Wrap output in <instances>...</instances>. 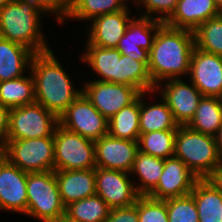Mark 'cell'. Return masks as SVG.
Instances as JSON below:
<instances>
[{
  "instance_id": "cell-1",
  "label": "cell",
  "mask_w": 222,
  "mask_h": 222,
  "mask_svg": "<svg viewBox=\"0 0 222 222\" xmlns=\"http://www.w3.org/2000/svg\"><path fill=\"white\" fill-rule=\"evenodd\" d=\"M195 47L194 33L163 24L157 31L149 51L148 70L157 85L169 79L189 75L191 54Z\"/></svg>"
},
{
  "instance_id": "cell-2",
  "label": "cell",
  "mask_w": 222,
  "mask_h": 222,
  "mask_svg": "<svg viewBox=\"0 0 222 222\" xmlns=\"http://www.w3.org/2000/svg\"><path fill=\"white\" fill-rule=\"evenodd\" d=\"M61 64L50 49L35 53L29 69L34 78L35 101L58 118L83 92L75 88Z\"/></svg>"
},
{
  "instance_id": "cell-3",
  "label": "cell",
  "mask_w": 222,
  "mask_h": 222,
  "mask_svg": "<svg viewBox=\"0 0 222 222\" xmlns=\"http://www.w3.org/2000/svg\"><path fill=\"white\" fill-rule=\"evenodd\" d=\"M44 14L29 1L12 0L0 9V37L21 44L34 53L50 50L40 29Z\"/></svg>"
},
{
  "instance_id": "cell-4",
  "label": "cell",
  "mask_w": 222,
  "mask_h": 222,
  "mask_svg": "<svg viewBox=\"0 0 222 222\" xmlns=\"http://www.w3.org/2000/svg\"><path fill=\"white\" fill-rule=\"evenodd\" d=\"M199 178L205 179L222 163L215 137L191 129L187 125L177 127L174 155Z\"/></svg>"
},
{
  "instance_id": "cell-5",
  "label": "cell",
  "mask_w": 222,
  "mask_h": 222,
  "mask_svg": "<svg viewBox=\"0 0 222 222\" xmlns=\"http://www.w3.org/2000/svg\"><path fill=\"white\" fill-rule=\"evenodd\" d=\"M26 215L41 222H53L65 213L55 170L27 173Z\"/></svg>"
},
{
  "instance_id": "cell-6",
  "label": "cell",
  "mask_w": 222,
  "mask_h": 222,
  "mask_svg": "<svg viewBox=\"0 0 222 222\" xmlns=\"http://www.w3.org/2000/svg\"><path fill=\"white\" fill-rule=\"evenodd\" d=\"M54 170L95 169V143L60 124L54 131Z\"/></svg>"
},
{
  "instance_id": "cell-7",
  "label": "cell",
  "mask_w": 222,
  "mask_h": 222,
  "mask_svg": "<svg viewBox=\"0 0 222 222\" xmlns=\"http://www.w3.org/2000/svg\"><path fill=\"white\" fill-rule=\"evenodd\" d=\"M59 118L38 102L10 108L7 140L53 137Z\"/></svg>"
},
{
  "instance_id": "cell-8",
  "label": "cell",
  "mask_w": 222,
  "mask_h": 222,
  "mask_svg": "<svg viewBox=\"0 0 222 222\" xmlns=\"http://www.w3.org/2000/svg\"><path fill=\"white\" fill-rule=\"evenodd\" d=\"M4 156L28 173L54 170V137L6 140Z\"/></svg>"
},
{
  "instance_id": "cell-9",
  "label": "cell",
  "mask_w": 222,
  "mask_h": 222,
  "mask_svg": "<svg viewBox=\"0 0 222 222\" xmlns=\"http://www.w3.org/2000/svg\"><path fill=\"white\" fill-rule=\"evenodd\" d=\"M59 124L93 141L108 134V120L92 105L83 92L59 117Z\"/></svg>"
},
{
  "instance_id": "cell-10",
  "label": "cell",
  "mask_w": 222,
  "mask_h": 222,
  "mask_svg": "<svg viewBox=\"0 0 222 222\" xmlns=\"http://www.w3.org/2000/svg\"><path fill=\"white\" fill-rule=\"evenodd\" d=\"M83 93L92 105L107 119L118 113L123 107L133 103L141 92L129 85L99 80L84 81Z\"/></svg>"
},
{
  "instance_id": "cell-11",
  "label": "cell",
  "mask_w": 222,
  "mask_h": 222,
  "mask_svg": "<svg viewBox=\"0 0 222 222\" xmlns=\"http://www.w3.org/2000/svg\"><path fill=\"white\" fill-rule=\"evenodd\" d=\"M130 173L95 168L96 194L101 197L106 204L112 208L129 207L136 204L140 194L133 183L135 179H130Z\"/></svg>"
},
{
  "instance_id": "cell-12",
  "label": "cell",
  "mask_w": 222,
  "mask_h": 222,
  "mask_svg": "<svg viewBox=\"0 0 222 222\" xmlns=\"http://www.w3.org/2000/svg\"><path fill=\"white\" fill-rule=\"evenodd\" d=\"M160 83L155 86L154 91L161 94V99L168 105L175 122L179 126L188 125L203 97L202 93L192 83L184 82L183 79H169Z\"/></svg>"
},
{
  "instance_id": "cell-13",
  "label": "cell",
  "mask_w": 222,
  "mask_h": 222,
  "mask_svg": "<svg viewBox=\"0 0 222 222\" xmlns=\"http://www.w3.org/2000/svg\"><path fill=\"white\" fill-rule=\"evenodd\" d=\"M164 22L144 16H133L116 49L142 63L149 62V51L158 29ZM153 33V34H152Z\"/></svg>"
},
{
  "instance_id": "cell-14",
  "label": "cell",
  "mask_w": 222,
  "mask_h": 222,
  "mask_svg": "<svg viewBox=\"0 0 222 222\" xmlns=\"http://www.w3.org/2000/svg\"><path fill=\"white\" fill-rule=\"evenodd\" d=\"M189 79L203 96L222 98V56L194 47Z\"/></svg>"
},
{
  "instance_id": "cell-15",
  "label": "cell",
  "mask_w": 222,
  "mask_h": 222,
  "mask_svg": "<svg viewBox=\"0 0 222 222\" xmlns=\"http://www.w3.org/2000/svg\"><path fill=\"white\" fill-rule=\"evenodd\" d=\"M199 178L175 156L164 159V169L158 184L147 194L151 198L166 200L192 192Z\"/></svg>"
},
{
  "instance_id": "cell-16",
  "label": "cell",
  "mask_w": 222,
  "mask_h": 222,
  "mask_svg": "<svg viewBox=\"0 0 222 222\" xmlns=\"http://www.w3.org/2000/svg\"><path fill=\"white\" fill-rule=\"evenodd\" d=\"M27 173L5 156L0 161V211L26 213Z\"/></svg>"
},
{
  "instance_id": "cell-17",
  "label": "cell",
  "mask_w": 222,
  "mask_h": 222,
  "mask_svg": "<svg viewBox=\"0 0 222 222\" xmlns=\"http://www.w3.org/2000/svg\"><path fill=\"white\" fill-rule=\"evenodd\" d=\"M96 167L131 172L138 141L115 138L110 135L94 141Z\"/></svg>"
},
{
  "instance_id": "cell-18",
  "label": "cell",
  "mask_w": 222,
  "mask_h": 222,
  "mask_svg": "<svg viewBox=\"0 0 222 222\" xmlns=\"http://www.w3.org/2000/svg\"><path fill=\"white\" fill-rule=\"evenodd\" d=\"M130 9L95 17L90 22L88 42L101 48H116L132 19Z\"/></svg>"
},
{
  "instance_id": "cell-19",
  "label": "cell",
  "mask_w": 222,
  "mask_h": 222,
  "mask_svg": "<svg viewBox=\"0 0 222 222\" xmlns=\"http://www.w3.org/2000/svg\"><path fill=\"white\" fill-rule=\"evenodd\" d=\"M221 13L214 0H178L174 12L164 24L193 32L201 24Z\"/></svg>"
},
{
  "instance_id": "cell-20",
  "label": "cell",
  "mask_w": 222,
  "mask_h": 222,
  "mask_svg": "<svg viewBox=\"0 0 222 222\" xmlns=\"http://www.w3.org/2000/svg\"><path fill=\"white\" fill-rule=\"evenodd\" d=\"M63 205L96 195L95 169L55 170Z\"/></svg>"
},
{
  "instance_id": "cell-21",
  "label": "cell",
  "mask_w": 222,
  "mask_h": 222,
  "mask_svg": "<svg viewBox=\"0 0 222 222\" xmlns=\"http://www.w3.org/2000/svg\"><path fill=\"white\" fill-rule=\"evenodd\" d=\"M34 54L27 47L0 37V82L23 76L31 67Z\"/></svg>"
},
{
  "instance_id": "cell-22",
  "label": "cell",
  "mask_w": 222,
  "mask_h": 222,
  "mask_svg": "<svg viewBox=\"0 0 222 222\" xmlns=\"http://www.w3.org/2000/svg\"><path fill=\"white\" fill-rule=\"evenodd\" d=\"M86 51L80 56L81 61L87 63L99 81L117 83V68L121 53L116 48H101L86 43Z\"/></svg>"
},
{
  "instance_id": "cell-23",
  "label": "cell",
  "mask_w": 222,
  "mask_h": 222,
  "mask_svg": "<svg viewBox=\"0 0 222 222\" xmlns=\"http://www.w3.org/2000/svg\"><path fill=\"white\" fill-rule=\"evenodd\" d=\"M198 211L199 222H222V193L205 179H199L190 193Z\"/></svg>"
},
{
  "instance_id": "cell-24",
  "label": "cell",
  "mask_w": 222,
  "mask_h": 222,
  "mask_svg": "<svg viewBox=\"0 0 222 222\" xmlns=\"http://www.w3.org/2000/svg\"><path fill=\"white\" fill-rule=\"evenodd\" d=\"M147 93L140 94V133H150L160 130H177L179 126L166 102L162 99L158 103L148 105L144 101ZM144 101V102H143ZM161 102V103H160Z\"/></svg>"
},
{
  "instance_id": "cell-25",
  "label": "cell",
  "mask_w": 222,
  "mask_h": 222,
  "mask_svg": "<svg viewBox=\"0 0 222 222\" xmlns=\"http://www.w3.org/2000/svg\"><path fill=\"white\" fill-rule=\"evenodd\" d=\"M117 84L129 85L141 93L155 94V84L148 70V63H142L133 58L122 55L118 61Z\"/></svg>"
},
{
  "instance_id": "cell-26",
  "label": "cell",
  "mask_w": 222,
  "mask_h": 222,
  "mask_svg": "<svg viewBox=\"0 0 222 222\" xmlns=\"http://www.w3.org/2000/svg\"><path fill=\"white\" fill-rule=\"evenodd\" d=\"M187 126L203 134L215 136L222 126V98L203 96Z\"/></svg>"
},
{
  "instance_id": "cell-27",
  "label": "cell",
  "mask_w": 222,
  "mask_h": 222,
  "mask_svg": "<svg viewBox=\"0 0 222 222\" xmlns=\"http://www.w3.org/2000/svg\"><path fill=\"white\" fill-rule=\"evenodd\" d=\"M140 95L130 105L123 107L108 120V135L138 141L140 135Z\"/></svg>"
},
{
  "instance_id": "cell-28",
  "label": "cell",
  "mask_w": 222,
  "mask_h": 222,
  "mask_svg": "<svg viewBox=\"0 0 222 222\" xmlns=\"http://www.w3.org/2000/svg\"><path fill=\"white\" fill-rule=\"evenodd\" d=\"M35 102L34 78L29 76L0 82V104L10 108Z\"/></svg>"
},
{
  "instance_id": "cell-29",
  "label": "cell",
  "mask_w": 222,
  "mask_h": 222,
  "mask_svg": "<svg viewBox=\"0 0 222 222\" xmlns=\"http://www.w3.org/2000/svg\"><path fill=\"white\" fill-rule=\"evenodd\" d=\"M164 169V159L137 152L130 174L137 175L135 185L140 195H147L157 184Z\"/></svg>"
},
{
  "instance_id": "cell-30",
  "label": "cell",
  "mask_w": 222,
  "mask_h": 222,
  "mask_svg": "<svg viewBox=\"0 0 222 222\" xmlns=\"http://www.w3.org/2000/svg\"><path fill=\"white\" fill-rule=\"evenodd\" d=\"M127 7L126 0H71L68 18L90 22L95 17L116 13Z\"/></svg>"
},
{
  "instance_id": "cell-31",
  "label": "cell",
  "mask_w": 222,
  "mask_h": 222,
  "mask_svg": "<svg viewBox=\"0 0 222 222\" xmlns=\"http://www.w3.org/2000/svg\"><path fill=\"white\" fill-rule=\"evenodd\" d=\"M111 208L97 194L70 203L65 213L80 222H105Z\"/></svg>"
},
{
  "instance_id": "cell-32",
  "label": "cell",
  "mask_w": 222,
  "mask_h": 222,
  "mask_svg": "<svg viewBox=\"0 0 222 222\" xmlns=\"http://www.w3.org/2000/svg\"><path fill=\"white\" fill-rule=\"evenodd\" d=\"M176 131L160 130L140 133L138 139L139 151L162 159L172 157L174 155Z\"/></svg>"
},
{
  "instance_id": "cell-33",
  "label": "cell",
  "mask_w": 222,
  "mask_h": 222,
  "mask_svg": "<svg viewBox=\"0 0 222 222\" xmlns=\"http://www.w3.org/2000/svg\"><path fill=\"white\" fill-rule=\"evenodd\" d=\"M193 33L196 48L222 56V13L201 24Z\"/></svg>"
},
{
  "instance_id": "cell-34",
  "label": "cell",
  "mask_w": 222,
  "mask_h": 222,
  "mask_svg": "<svg viewBox=\"0 0 222 222\" xmlns=\"http://www.w3.org/2000/svg\"><path fill=\"white\" fill-rule=\"evenodd\" d=\"M168 222H199L195 200L191 194L166 199Z\"/></svg>"
},
{
  "instance_id": "cell-35",
  "label": "cell",
  "mask_w": 222,
  "mask_h": 222,
  "mask_svg": "<svg viewBox=\"0 0 222 222\" xmlns=\"http://www.w3.org/2000/svg\"><path fill=\"white\" fill-rule=\"evenodd\" d=\"M139 222H168V212L165 200L140 195L138 198Z\"/></svg>"
},
{
  "instance_id": "cell-36",
  "label": "cell",
  "mask_w": 222,
  "mask_h": 222,
  "mask_svg": "<svg viewBox=\"0 0 222 222\" xmlns=\"http://www.w3.org/2000/svg\"><path fill=\"white\" fill-rule=\"evenodd\" d=\"M178 0H137L136 3L141 11V6H143L146 11L140 16L149 17L152 19H157L159 21L165 22L174 12ZM160 14L159 16H153L154 14ZM162 15V16H161Z\"/></svg>"
},
{
  "instance_id": "cell-37",
  "label": "cell",
  "mask_w": 222,
  "mask_h": 222,
  "mask_svg": "<svg viewBox=\"0 0 222 222\" xmlns=\"http://www.w3.org/2000/svg\"><path fill=\"white\" fill-rule=\"evenodd\" d=\"M33 3L45 14H54L58 23H64L70 14L71 0H25ZM66 18V19H65Z\"/></svg>"
},
{
  "instance_id": "cell-38",
  "label": "cell",
  "mask_w": 222,
  "mask_h": 222,
  "mask_svg": "<svg viewBox=\"0 0 222 222\" xmlns=\"http://www.w3.org/2000/svg\"><path fill=\"white\" fill-rule=\"evenodd\" d=\"M105 222H139L138 199L135 205L129 207L112 208Z\"/></svg>"
},
{
  "instance_id": "cell-39",
  "label": "cell",
  "mask_w": 222,
  "mask_h": 222,
  "mask_svg": "<svg viewBox=\"0 0 222 222\" xmlns=\"http://www.w3.org/2000/svg\"><path fill=\"white\" fill-rule=\"evenodd\" d=\"M10 109L0 104V143L6 144Z\"/></svg>"
},
{
  "instance_id": "cell-40",
  "label": "cell",
  "mask_w": 222,
  "mask_h": 222,
  "mask_svg": "<svg viewBox=\"0 0 222 222\" xmlns=\"http://www.w3.org/2000/svg\"><path fill=\"white\" fill-rule=\"evenodd\" d=\"M205 180L222 193V163L216 166Z\"/></svg>"
},
{
  "instance_id": "cell-41",
  "label": "cell",
  "mask_w": 222,
  "mask_h": 222,
  "mask_svg": "<svg viewBox=\"0 0 222 222\" xmlns=\"http://www.w3.org/2000/svg\"><path fill=\"white\" fill-rule=\"evenodd\" d=\"M214 137H215V142L217 145V151L222 161V126L219 128L218 132L216 133Z\"/></svg>"
},
{
  "instance_id": "cell-42",
  "label": "cell",
  "mask_w": 222,
  "mask_h": 222,
  "mask_svg": "<svg viewBox=\"0 0 222 222\" xmlns=\"http://www.w3.org/2000/svg\"><path fill=\"white\" fill-rule=\"evenodd\" d=\"M53 222H80L76 219L71 218L68 214L63 213L61 214L56 220Z\"/></svg>"
},
{
  "instance_id": "cell-43",
  "label": "cell",
  "mask_w": 222,
  "mask_h": 222,
  "mask_svg": "<svg viewBox=\"0 0 222 222\" xmlns=\"http://www.w3.org/2000/svg\"><path fill=\"white\" fill-rule=\"evenodd\" d=\"M215 5L222 12V0H214Z\"/></svg>"
},
{
  "instance_id": "cell-44",
  "label": "cell",
  "mask_w": 222,
  "mask_h": 222,
  "mask_svg": "<svg viewBox=\"0 0 222 222\" xmlns=\"http://www.w3.org/2000/svg\"><path fill=\"white\" fill-rule=\"evenodd\" d=\"M4 158V145L0 143V161Z\"/></svg>"
},
{
  "instance_id": "cell-45",
  "label": "cell",
  "mask_w": 222,
  "mask_h": 222,
  "mask_svg": "<svg viewBox=\"0 0 222 222\" xmlns=\"http://www.w3.org/2000/svg\"><path fill=\"white\" fill-rule=\"evenodd\" d=\"M12 0H0V9L4 7L6 4L10 3Z\"/></svg>"
}]
</instances>
